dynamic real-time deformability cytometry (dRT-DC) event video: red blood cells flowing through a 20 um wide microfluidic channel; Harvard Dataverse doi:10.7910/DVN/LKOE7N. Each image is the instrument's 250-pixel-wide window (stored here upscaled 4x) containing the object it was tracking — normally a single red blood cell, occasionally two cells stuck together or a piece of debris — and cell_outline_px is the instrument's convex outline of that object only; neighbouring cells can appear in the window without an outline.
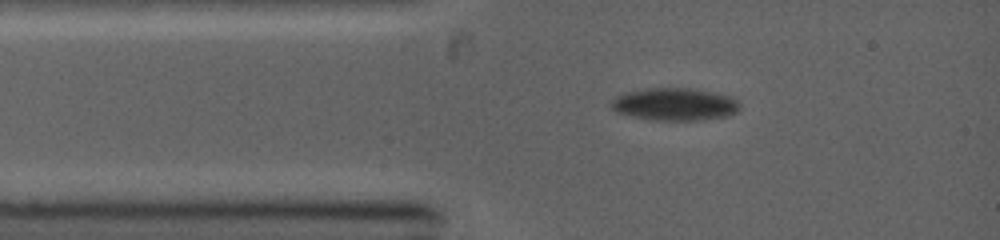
{"species": "common noctule bat (a hibernating species)", "species_latin": "Nyctalus noctula", "temperature_condition": "warm", "stored_images_in_passage": 6, "camera_frame_rate_fps": 5000, "um_per_image_px": 0.085, "animal": {"sex": "female", "body_mass_g": 19.0, "forearm_length_mm": 53.3}, "frame": {"image": 1, "passage_image": 1, "time_ms": 0.0, "image_size_px": [1000, 240], "cell_outline_px": [[740, 108], [736, 112], [728, 116], [704, 120], [652, 120], [632, 116], [616, 112], [612, 108], [612, 100], [616, 96], [624, 92], [648, 88], [692, 88], [732, 96], [740, 104]], "centroid_in_image_um": [57.37, 8.86], "position_along_channel_um": 27.6, "area_um2": 24.51}}
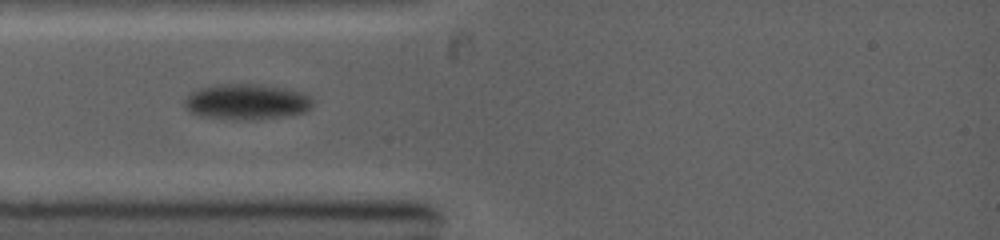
{"frame": {"image": 2, "passage_image": 3, "time_ms": 1.2, "image_size_px": [1000, 240], "cell_outline_px": [[316, 100], [304, 112], [280, 116], [200, 116], [188, 112], [184, 104], [184, 100], [192, 92], [200, 88], [216, 84], [260, 84], [284, 88], [300, 92]], "centroid_in_image_um": [20.94, 8.58], "position_along_channel_um": 64.1, "area_um2": 25.2}}
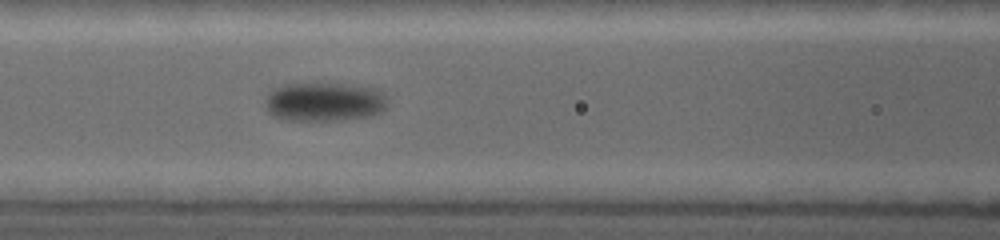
{"frame": {"image": 3, "passage_image": 6, "time_ms": 3.0, "image_size_px": [1000, 240], "cell_outline_px": [[388, 104], [380, 112], [372, 116], [344, 120], [284, 120], [272, 116], [268, 112], [264, 100], [268, 92], [272, 88], [280, 84], [316, 80], [320, 80], [372, 88], [380, 92], [388, 100]], "centroid_in_image_um": [27.48, 8.61], "position_along_channel_um": 139.1, "area_um2": 29.02}}